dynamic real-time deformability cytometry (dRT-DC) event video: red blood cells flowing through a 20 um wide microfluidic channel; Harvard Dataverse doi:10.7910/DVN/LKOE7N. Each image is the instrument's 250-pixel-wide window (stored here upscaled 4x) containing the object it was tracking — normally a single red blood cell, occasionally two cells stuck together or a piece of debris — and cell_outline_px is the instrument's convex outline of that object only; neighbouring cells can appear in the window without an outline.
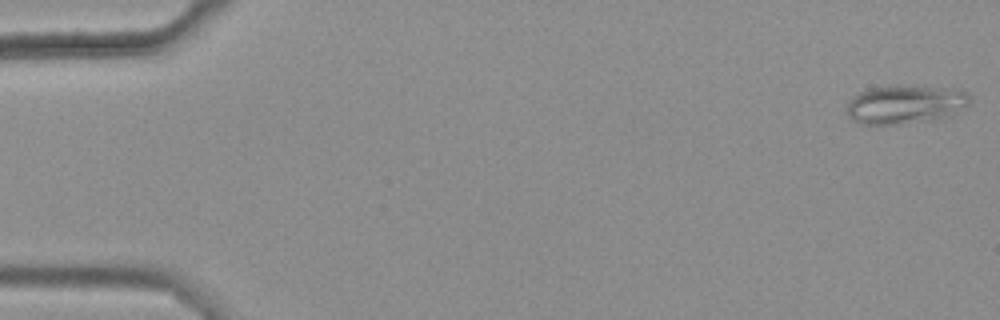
{"species": "common noctule bat (a hibernating species)", "species_latin": "Nyctalus noctula", "temperature_condition": "warm", "stored_images_in_passage": 50, "camera_frame_rate_fps": 3000, "um_per_image_px": 0.085, "animal": {"sex": "female", "body_mass_g": 25.1}, "frame": {"image": 1, "passage_image": 1, "time_ms": 0.0, "image_size_px": [1000, 320], "cell_outline_px": [[972, 100], [968, 104], [948, 116], [932, 120], [900, 124], [860, 124], [852, 120], [848, 116], [844, 108], [852, 96], [868, 88], [888, 84], [900, 84], [956, 88], [968, 92], [972, 96]], "centroid_in_image_um": [76.92, 8.83], "position_along_channel_um": 8.1, "area_um2": 28.67}}
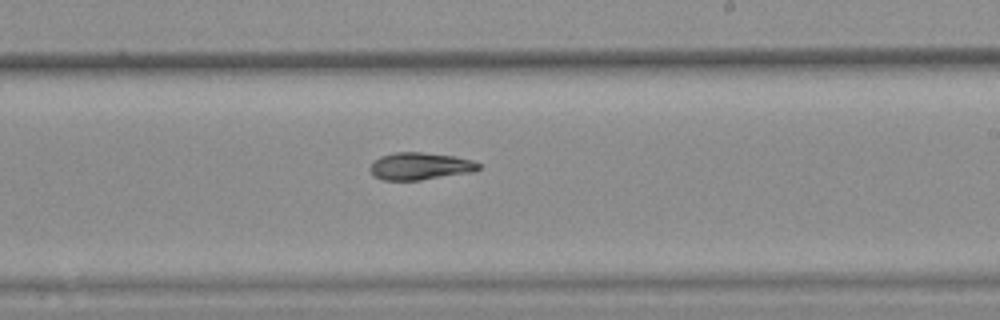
{"frame": {"image": 2, "passage_image": 33, "time_ms": 10.667, "image_size_px": [1000, 320], "cell_outline_px": [[480, 168], [472, 172], [420, 180], [384, 180], [372, 176], [368, 168], [380, 156], [396, 152], [420, 152], [456, 156], [472, 160], [480, 164]], "centroid_in_image_um": [35.69, 14.12], "position_along_channel_um": 253.3, "area_um2": 17.28}}
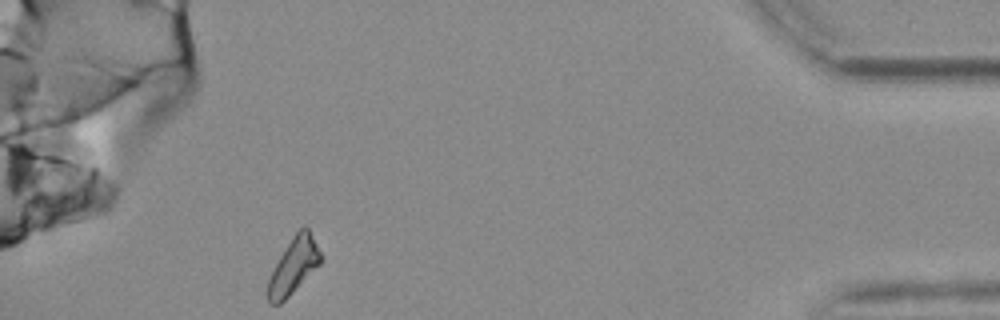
{"frame": {"image": 3, "passage_image": 50, "time_ms": 16.333, "image_size_px": [1000, 320], "cell_outline_px": [[320, 264], [280, 304], [268, 304], [268, 280], [280, 256], [292, 236], [304, 224], [308, 228], [320, 252]], "centroid_in_image_um": [24.94, 22.59], "position_along_channel_um": 410.3, "area_um2": 16.59}}